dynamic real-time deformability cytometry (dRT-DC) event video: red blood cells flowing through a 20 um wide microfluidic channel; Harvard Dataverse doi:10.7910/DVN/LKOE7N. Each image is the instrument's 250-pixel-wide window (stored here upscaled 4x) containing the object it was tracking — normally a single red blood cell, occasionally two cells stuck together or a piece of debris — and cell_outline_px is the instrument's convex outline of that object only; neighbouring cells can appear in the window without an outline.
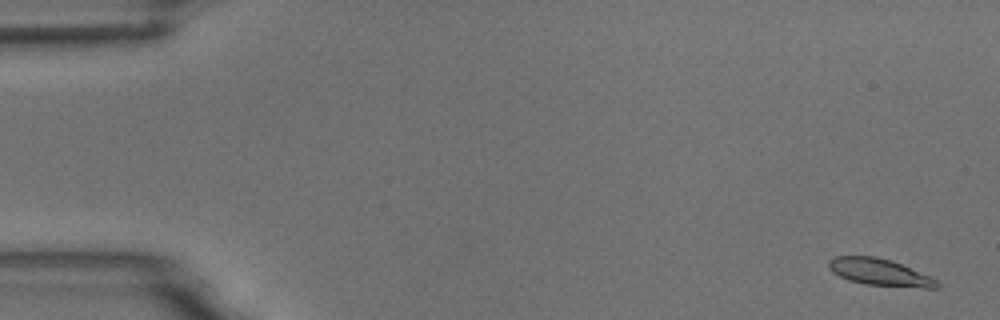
{"species": "common noctule bat (a hibernating species)", "species_latin": "Nyctalus noctula", "temperature_condition": "room temperature", "stored_images_in_passage": 4, "camera_frame_rate_fps": 3000, "um_per_image_px": 0.085, "animal": {"sex": "male", "body_mass_g": 18.8}, "frame": {"image": 1, "passage_image": 1, "time_ms": 0.0, "image_size_px": [1000, 320], "cell_outline_px": [[940, 288], [924, 288], [864, 284], [848, 280], [832, 272], [828, 268], [828, 260], [832, 256], [876, 256], [892, 260], [928, 276], [936, 280], [940, 284]], "centroid_in_image_um": [74.73, 23.13], "position_along_channel_um": 10.3, "area_um2": 16.99}}